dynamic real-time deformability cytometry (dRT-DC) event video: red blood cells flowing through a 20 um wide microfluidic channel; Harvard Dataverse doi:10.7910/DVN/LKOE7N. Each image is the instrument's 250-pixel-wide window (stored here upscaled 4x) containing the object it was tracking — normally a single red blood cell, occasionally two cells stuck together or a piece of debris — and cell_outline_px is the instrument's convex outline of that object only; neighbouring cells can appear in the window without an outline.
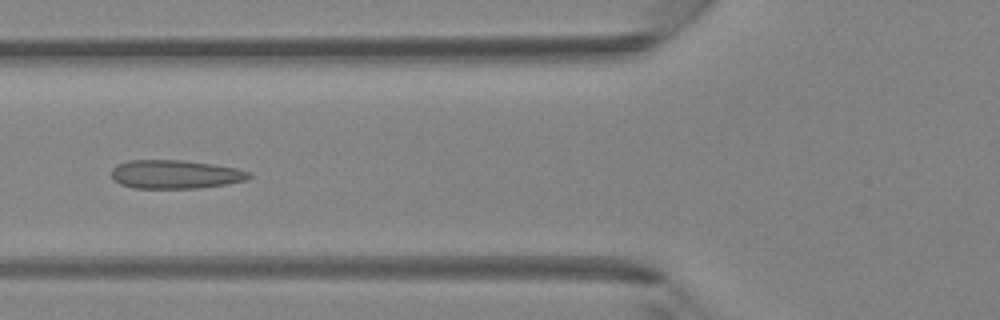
{"species": "Egyptian fruit bat (a non-hibernating species)", "species_latin": "Rousettus aegyptiacus", "temperature_condition": "room temperature", "stored_images_in_passage": 40, "camera_frame_rate_fps": 3000, "um_per_image_px": 0.085, "animal": {"sex": "female"}, "frame": {"image": 1, "passage_image": 10, "time_ms": 3.0, "image_size_px": [1000, 320], "cell_outline_px": [[252, 176], [248, 180], [200, 188], [136, 188], [120, 184], [112, 180], [112, 168], [116, 164], [128, 160], [180, 160], [212, 164], [236, 168], [252, 172]], "centroid_in_image_um": [14.89, 14.81], "position_along_channel_um": 110.9, "area_um2": 23.06}}
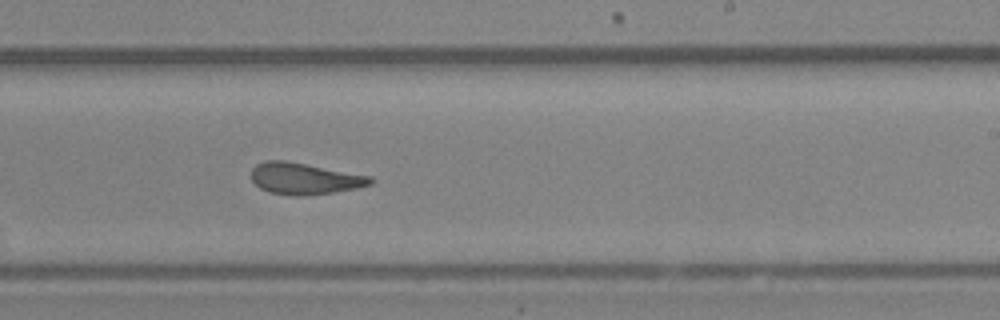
{"frame": {"image": 2, "passage_image": 21, "time_ms": 6.667, "image_size_px": [1000, 320], "cell_outline_px": [[376, 180], [372, 184], [356, 188], [332, 192], [304, 196], [296, 196], [268, 192], [260, 188], [252, 180], [252, 168], [256, 164], [264, 160], [284, 160], [372, 176]], "centroid_in_image_um": [25.89, 15.18], "position_along_channel_um": 263.1, "area_um2": 21.91}}
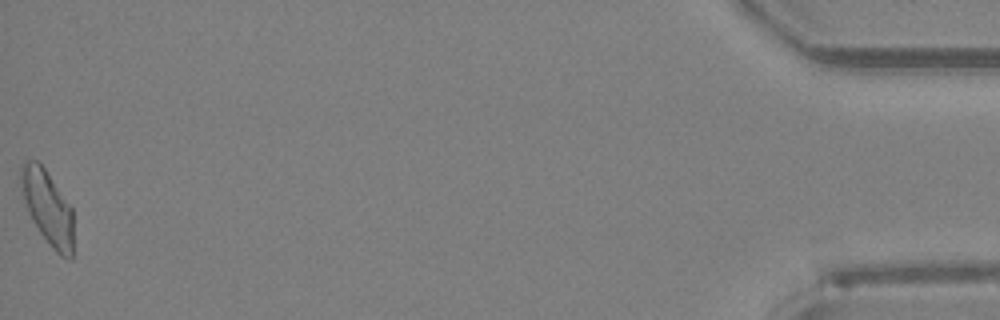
{"frame": {"image": 3, "passage_image": 40, "time_ms": 13.0, "image_size_px": [1000, 320], "cell_outline_px": [[72, 260], [68, 260], [60, 256], [52, 248], [40, 232], [32, 220], [28, 212], [24, 200], [20, 180], [20, 168], [24, 160], [36, 160], [44, 168], [72, 208]], "centroid_in_image_um": [4.03, 17.65], "position_along_channel_um": 431.2, "area_um2": 22.43}, "authors_computed_cell_mechanics": {"area_um2": 22.3686, "velocity_mm_per_s": 4.1772, "shape_relaxation_time_tau1_ms": 10.927, "shape_relaxation_time_tau2_ms": 1.5037, "deformation_change_tau1": 0.2174, "deformation_change_tau2": 0.0869}}